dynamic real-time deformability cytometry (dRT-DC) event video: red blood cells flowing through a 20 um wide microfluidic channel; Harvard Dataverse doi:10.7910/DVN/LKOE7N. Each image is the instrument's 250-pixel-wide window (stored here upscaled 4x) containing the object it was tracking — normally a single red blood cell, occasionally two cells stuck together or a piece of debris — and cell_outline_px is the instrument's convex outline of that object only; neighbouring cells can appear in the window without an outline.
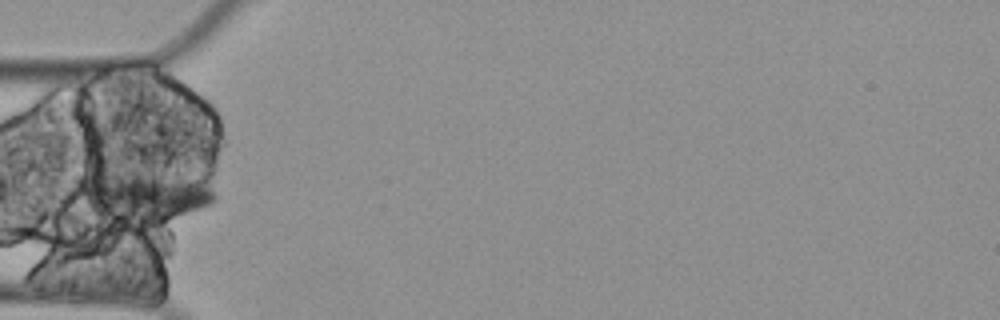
{"species": "Egyptian fruit bat (a non-hibernating species)", "species_latin": "Rousettus aegyptiacus", "temperature_condition": "cold", "stored_images_in_passage": 3, "segment_of_instrument_passage": [2, 2], "camera_frame_rate_fps": 3000, "um_per_image_px": 0.085, "animal": {"sex": "female"}, "frame": {"image": 1, "passage_image": 3, "time_ms": 0.667, "image_size_px": [1000, 320], "cell_outline_px": [[216, 200], [212, 204], [168, 220], [116, 220], [96, 212], [84, 200], [84, 196], [92, 172], [172, 172], [196, 180], [208, 188], [216, 196]], "centroid_in_image_um": [12.38, 16.6], "position_along_channel_um": 72.6, "area_um2": 37.34}}